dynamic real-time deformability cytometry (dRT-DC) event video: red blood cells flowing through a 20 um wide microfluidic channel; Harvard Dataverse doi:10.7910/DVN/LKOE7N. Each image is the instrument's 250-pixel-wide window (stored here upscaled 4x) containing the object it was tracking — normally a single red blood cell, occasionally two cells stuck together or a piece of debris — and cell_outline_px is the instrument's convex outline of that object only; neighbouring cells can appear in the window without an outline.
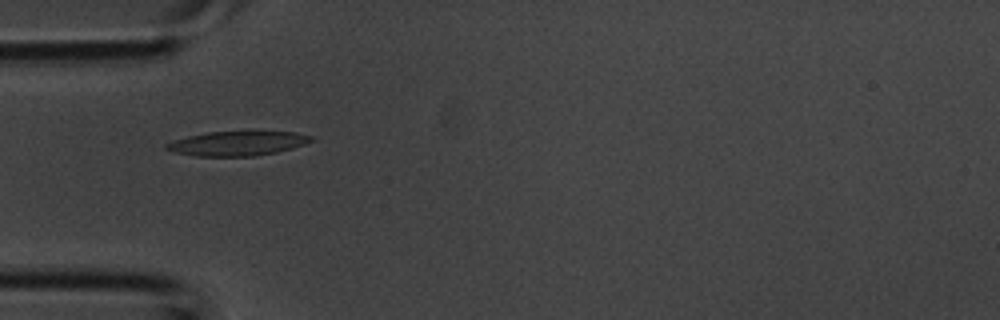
{"species": "common noctule bat (a hibernating species)", "species_latin": "Nyctalus noctula", "temperature_condition": "room temperature", "stored_images_in_passage": 4, "camera_frame_rate_fps": 3000, "um_per_image_px": 0.085, "animal": {"sex": "male", "body_mass_g": 20.1, "forearm_length_mm": 53.5}, "frame": {"image": 1, "passage_image": 4, "time_ms": 1.0, "image_size_px": [1000, 320], "cell_outline_px": [[316, 140], [292, 148], [276, 152], [256, 156], [196, 156], [172, 152], [164, 148], [164, 144], [188, 136], [208, 132], [252, 128], [296, 132], [312, 136]], "centroid_in_image_um": [20.25, 12.13], "position_along_channel_um": 64.7, "area_um2": 21.79}}